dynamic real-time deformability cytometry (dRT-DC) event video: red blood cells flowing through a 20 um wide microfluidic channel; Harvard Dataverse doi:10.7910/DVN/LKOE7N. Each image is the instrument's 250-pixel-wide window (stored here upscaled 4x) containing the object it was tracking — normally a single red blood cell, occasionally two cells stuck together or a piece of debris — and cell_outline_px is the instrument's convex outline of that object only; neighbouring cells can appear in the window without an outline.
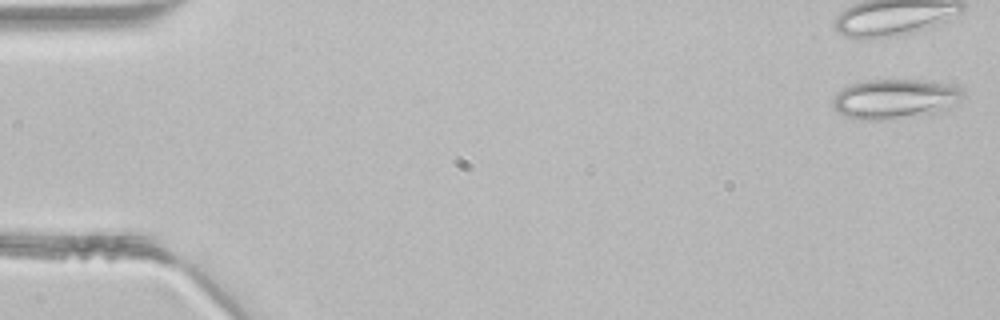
{"species": "common noctule bat (a hibernating species)", "species_latin": "Nyctalus noctula", "temperature_condition": "room temperature", "stored_images_in_passage": 45, "camera_frame_rate_fps": 3000, "um_per_image_px": 0.085, "animal": {"sex": "male", "body_mass_g": 21.5, "forearm_length_mm": 52.0}, "frame": {"image": 1, "passage_image": 1, "time_ms": 0.0, "image_size_px": [1000, 320], "cell_outline_px": [[964, 96], [960, 100], [944, 112], [936, 116], [888, 120], [852, 120], [836, 112], [832, 108], [832, 100], [844, 88], [852, 84], [868, 80], [916, 80], [944, 84], [960, 88], [964, 92]], "centroid_in_image_um": [76.09, 8.48], "position_along_channel_um": 8.9, "area_um2": 30.92}}
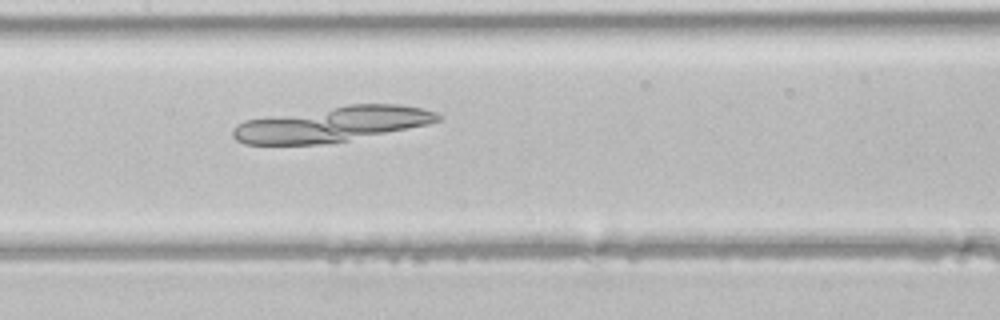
{"frame": {"image": 2, "passage_image": 22, "time_ms": 7.0, "image_size_px": [1000, 320], "cell_outline_px": [[444, 116], [440, 120], [428, 124], [328, 144], [244, 144], [236, 140], [232, 136], [232, 128], [236, 124], [244, 120], [348, 104], [400, 104], [424, 108], [436, 112]], "centroid_in_image_um": [28.22, 10.55], "position_along_channel_um": 179.2, "area_um2": 41.96}}
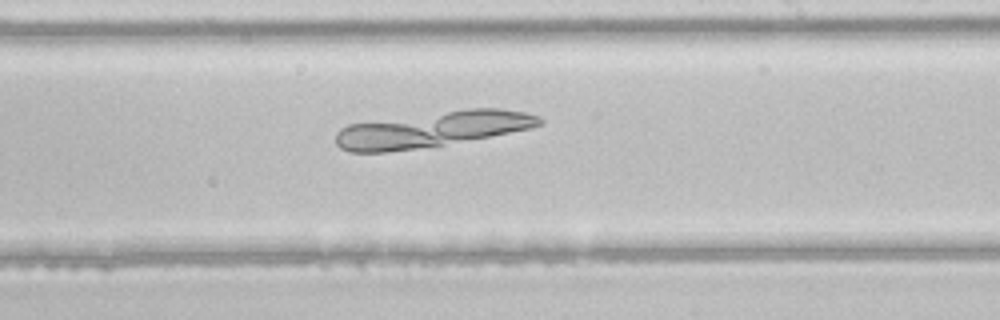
{"frame": {"image": 3, "passage_image": 27, "time_ms": 8.667, "image_size_px": [1000, 320], "cell_outline_px": [[544, 124], [532, 128], [444, 144], [388, 152], [348, 152], [340, 148], [336, 144], [336, 132], [340, 128], [348, 124], [468, 108], [500, 108], [524, 112], [540, 116], [544, 120]], "centroid_in_image_um": [36.74, 10.99], "position_along_channel_um": 252.3, "area_um2": 41.85}}